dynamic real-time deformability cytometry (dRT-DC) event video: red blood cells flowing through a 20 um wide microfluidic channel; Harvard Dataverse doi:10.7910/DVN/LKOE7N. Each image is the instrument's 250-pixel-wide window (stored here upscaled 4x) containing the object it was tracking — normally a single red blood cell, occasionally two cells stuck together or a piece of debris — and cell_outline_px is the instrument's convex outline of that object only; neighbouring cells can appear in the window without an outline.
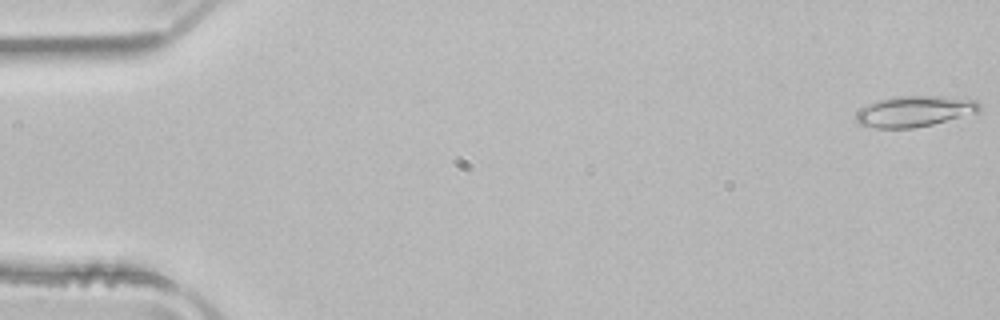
{"species": "common noctule bat (a hibernating species)", "species_latin": "Nyctalus noctula", "temperature_condition": "room temperature", "stored_images_in_passage": 51, "camera_frame_rate_fps": 3000, "um_per_image_px": 0.085, "animal": {"sex": "male", "body_mass_g": 21.5, "forearm_length_mm": 52.0}, "frame": {"image": 1, "passage_image": 1, "time_ms": 0.0, "image_size_px": [1000, 320], "cell_outline_px": [[980, 112], [916, 128], [876, 128], [856, 124], [856, 112], [868, 104], [876, 100], [896, 96], [940, 96], [976, 100], [980, 104]], "centroid_in_image_um": [77.71, 9.46], "position_along_channel_um": 7.3, "area_um2": 22.31}}
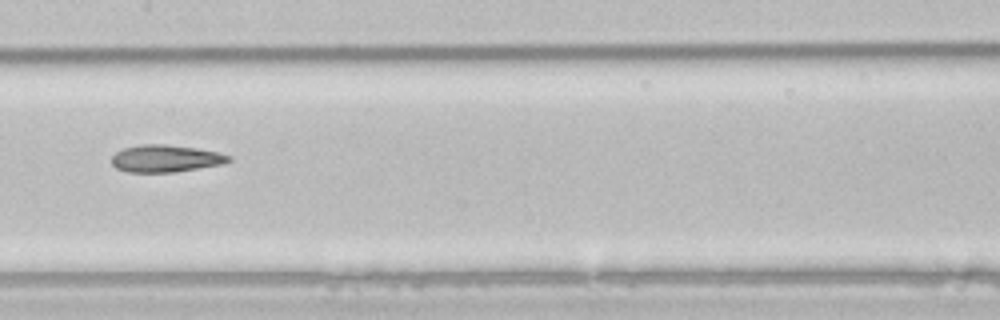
{"frame": {"image": 2, "passage_image": 26, "time_ms": 8.333, "image_size_px": [1000, 320], "cell_outline_px": [[232, 160], [220, 164], [172, 172], [128, 172], [116, 168], [112, 164], [112, 156], [116, 152], [124, 148], [140, 144], [164, 144], [196, 148], [216, 152], [232, 156]], "centroid_in_image_um": [14.04, 13.46], "position_along_channel_um": 193.4, "area_um2": 18.32}}
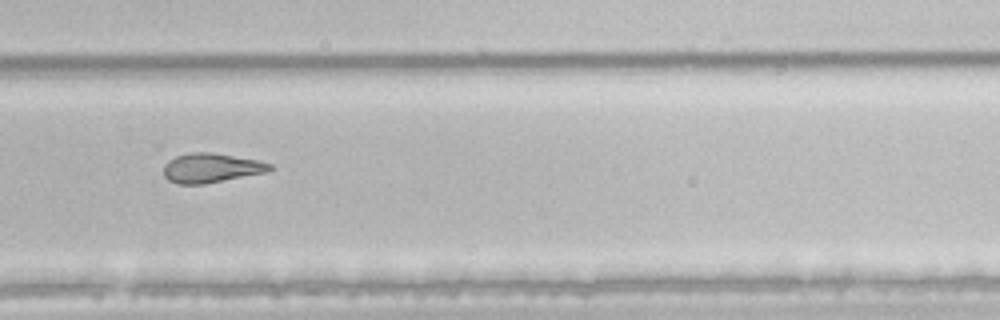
{"frame": {"image": 3, "passage_image": 35, "time_ms": 11.333, "image_size_px": [1000, 320], "cell_outline_px": [[276, 168], [268, 172], [204, 184], [176, 184], [168, 180], [164, 176], [164, 164], [168, 160], [176, 156], [192, 152], [212, 152], [256, 160], [272, 164]], "centroid_in_image_um": [17.96, 14.28], "position_along_channel_um": 311.8, "area_um2": 18.32}, "authors_computed_cell_mechanics": {"area_um2": 20.1144, "velocity_mm_per_s": 3.9763, "shape_relaxation_time_tau1_ms": 10.1158, "shape_relaxation_time_tau2_ms": 4.669, "deformation_change_tau1": 0.2391, "deformation_change_tau2": 0.1474}}